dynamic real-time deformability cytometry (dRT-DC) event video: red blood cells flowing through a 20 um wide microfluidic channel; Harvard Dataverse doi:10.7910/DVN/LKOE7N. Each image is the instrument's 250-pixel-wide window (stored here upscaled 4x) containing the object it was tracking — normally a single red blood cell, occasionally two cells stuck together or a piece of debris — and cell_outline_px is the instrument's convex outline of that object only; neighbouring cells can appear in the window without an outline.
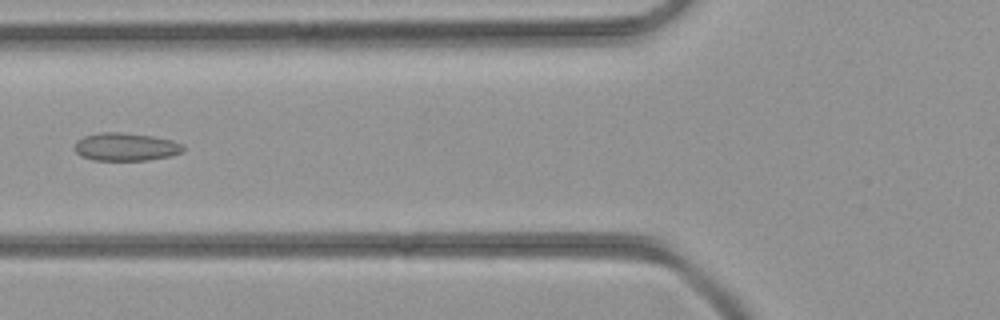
{"species": "common noctule bat (a hibernating species)", "species_latin": "Nyctalus noctula", "temperature_condition": "room temperature", "stored_images_in_passage": 32, "camera_frame_rate_fps": 3000, "um_per_image_px": 0.085, "animal": {"sex": "female", "body_mass_g": 21.9}, "frame": {"image": 1, "passage_image": 6, "time_ms": 1.667, "image_size_px": [1000, 320], "cell_outline_px": [[184, 152], [172, 156], [148, 160], [92, 160], [80, 156], [72, 148], [76, 140], [84, 136], [100, 132], [120, 132], [152, 136], [172, 140], [184, 144]], "centroid_in_image_um": [10.68, 12.48], "position_along_channel_um": 115.1, "area_um2": 18.03}}
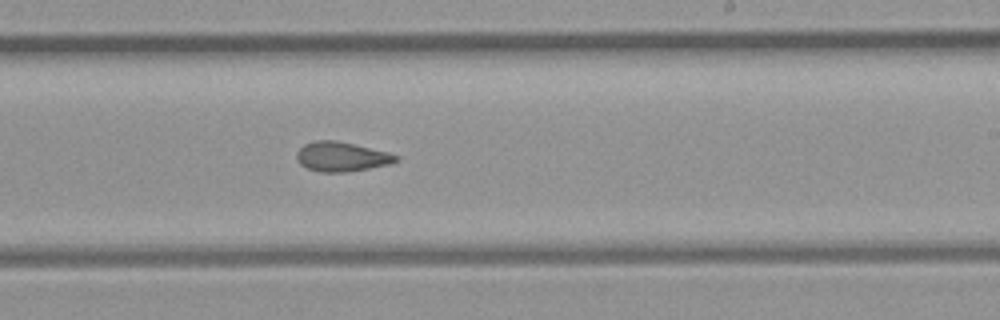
{"frame": {"image": 2, "passage_image": 15, "time_ms": 4.667, "image_size_px": [1000, 320], "cell_outline_px": [[400, 160], [388, 164], [368, 168], [344, 172], [320, 172], [308, 168], [300, 164], [296, 156], [296, 152], [304, 144], [312, 140], [336, 140], [388, 152], [400, 156]], "centroid_in_image_um": [29.02, 13.3], "position_along_channel_um": 260.0, "area_um2": 17.05}}
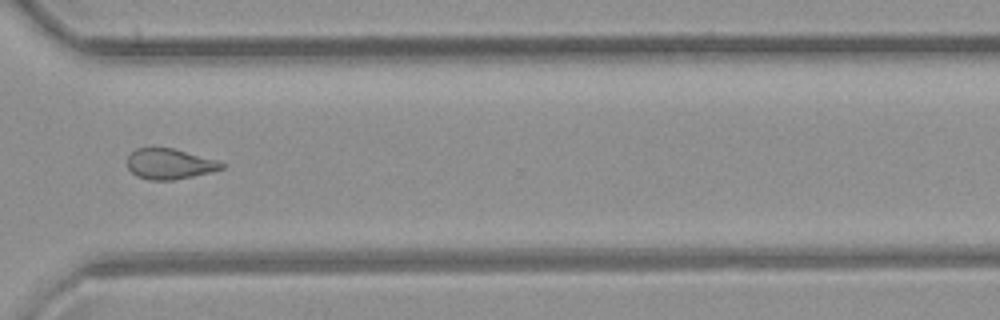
{"frame": {"image": 3, "passage_image": 21, "time_ms": 6.667, "image_size_px": [1000, 320], "cell_outline_px": [[228, 164], [224, 168], [212, 172], [172, 180], [152, 180], [136, 176], [128, 168], [128, 156], [136, 148], [172, 148], [216, 160]], "centroid_in_image_um": [14.44, 13.94], "position_along_channel_um": 356.2, "area_um2": 16.65}}